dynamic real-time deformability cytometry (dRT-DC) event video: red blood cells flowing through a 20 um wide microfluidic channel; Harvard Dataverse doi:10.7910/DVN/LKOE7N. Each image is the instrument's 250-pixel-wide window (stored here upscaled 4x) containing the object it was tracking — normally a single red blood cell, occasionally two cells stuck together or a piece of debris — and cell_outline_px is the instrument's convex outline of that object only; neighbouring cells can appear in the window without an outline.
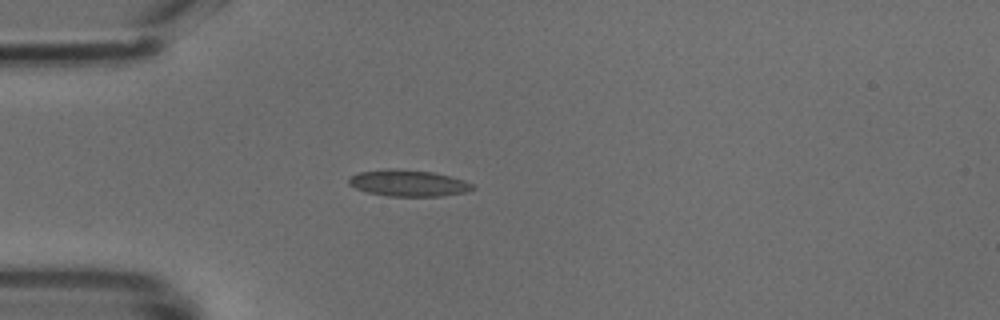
{"species": "common noctule bat (a hibernating species)", "species_latin": "Nyctalus noctula", "temperature_condition": "cold", "stored_images_in_passage": 45, "camera_frame_rate_fps": 3000, "um_per_image_px": 0.085, "animal": {"sex": "male", "body_mass_g": 18.8}, "frame": {"image": 1, "passage_image": 10, "time_ms": 3.0, "image_size_px": [1000, 320], "cell_outline_px": [[476, 188], [464, 192], [440, 196], [388, 196], [368, 192], [356, 188], [348, 184], [348, 180], [352, 176], [360, 172], [384, 168], [392, 168], [432, 172], [464, 180], [472, 184]], "centroid_in_image_um": [34.69, 15.56], "position_along_channel_um": 50.3, "area_um2": 18.9}}
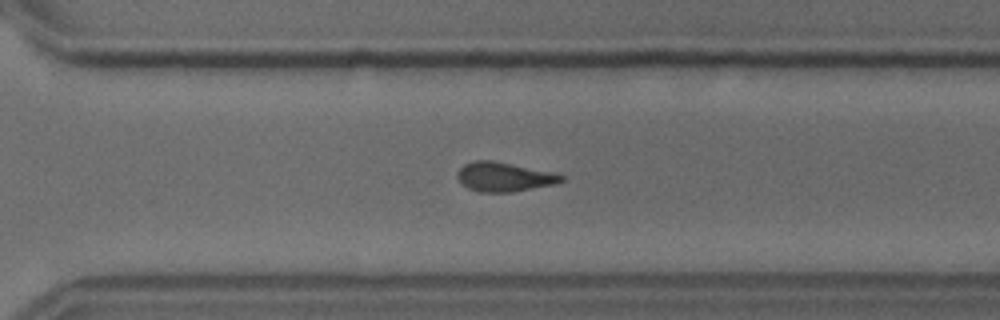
{"frame": {"image": 2, "passage_image": 31, "time_ms": 10.0, "image_size_px": [1000, 320], "cell_outline_px": [[564, 180], [556, 184], [512, 192], [480, 192], [468, 188], [460, 184], [456, 176], [456, 172], [464, 164], [472, 160], [492, 160], [556, 172], [564, 176]], "centroid_in_image_um": [42.84, 15.03], "position_along_channel_um": 327.8, "area_um2": 18.09}}
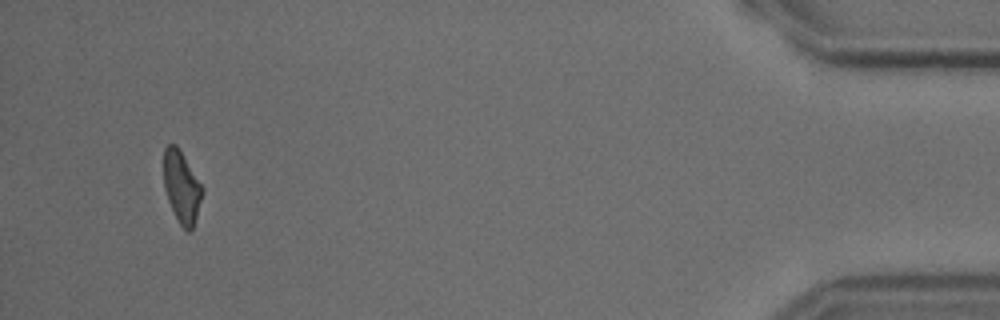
{"frame": {"image": 3, "passage_image": 43, "time_ms": 14.0, "image_size_px": [1000, 320], "cell_outline_px": [[204, 192], [192, 228], [188, 232], [180, 224], [168, 200], [164, 188], [164, 148], [168, 144], [176, 144], [204, 188]], "centroid_in_image_um": [15.44, 15.87], "position_along_channel_um": 419.8, "area_um2": 15.9}}